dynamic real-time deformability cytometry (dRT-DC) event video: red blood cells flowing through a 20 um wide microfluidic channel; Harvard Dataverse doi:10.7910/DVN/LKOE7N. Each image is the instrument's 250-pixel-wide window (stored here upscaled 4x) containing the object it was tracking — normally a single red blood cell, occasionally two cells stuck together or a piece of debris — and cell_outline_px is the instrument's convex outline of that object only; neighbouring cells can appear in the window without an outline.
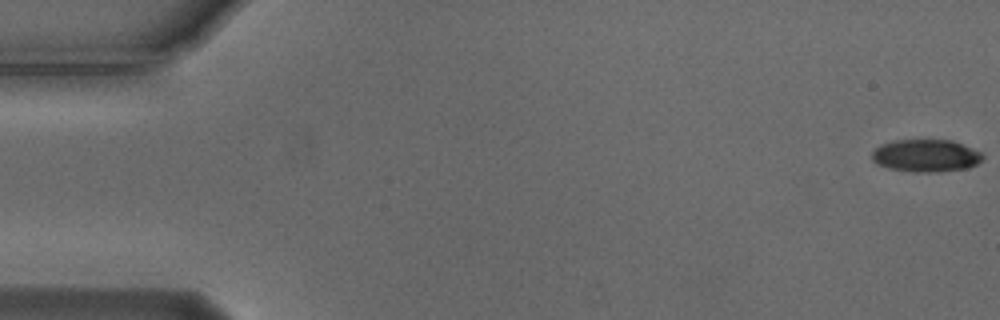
{"species": "Egyptian fruit bat (a non-hibernating species)", "species_latin": "Rousettus aegyptiacus", "temperature_condition": "cold", "stored_images_in_passage": 56, "camera_frame_rate_fps": 3000, "um_per_image_px": 0.085, "animal": {"sex": "male"}, "frame": {"image": 1, "passage_image": 1, "time_ms": 0.0, "image_size_px": [1000, 320], "cell_outline_px": [[984, 156], [976, 164], [968, 168], [936, 172], [916, 172], [888, 168], [876, 164], [872, 160], [872, 152], [880, 144], [892, 140], [952, 140], [972, 148], [980, 152]], "centroid_in_image_um": [78.67, 13.23], "position_along_channel_um": 6.3, "area_um2": 20.98}}
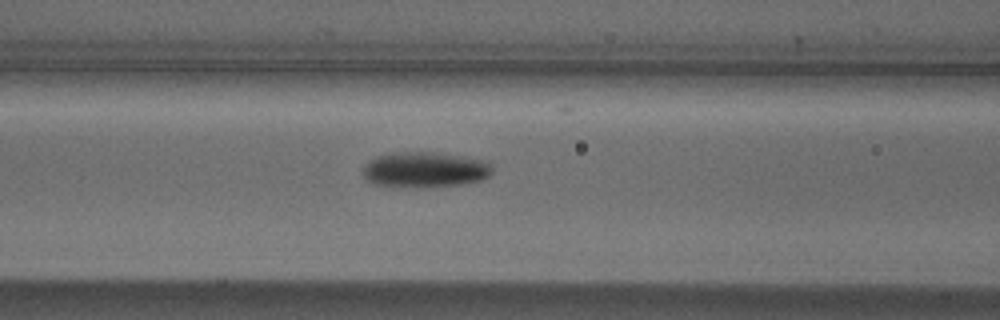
{"frame": {"image": 2, "passage_image": 23, "time_ms": 7.333, "image_size_px": [1000, 320], "cell_outline_px": [[492, 172], [484, 180], [464, 184], [428, 188], [376, 184], [368, 180], [364, 176], [364, 164], [376, 156], [404, 152], [428, 152], [464, 156], [488, 160], [492, 168]], "centroid_in_image_um": [36.19, 14.43], "position_along_channel_um": 130.4, "area_um2": 26.82}}
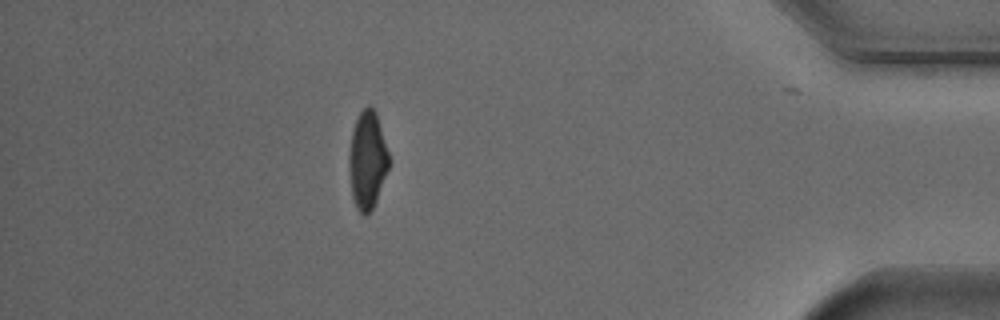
{"frame": {"image": 3, "passage_image": 49, "time_ms": 16.0, "image_size_px": [1000, 320], "cell_outline_px": [[388, 168], [376, 200], [372, 208], [364, 216], [356, 208], [352, 196], [348, 168], [348, 156], [352, 128], [360, 112], [368, 104], [376, 112], [388, 152]], "centroid_in_image_um": [31.19, 13.59], "position_along_channel_um": 404.0, "area_um2": 22.48}, "authors_computed_cell_mechanics": {"area_um2": 23.2356, "velocity_mm_per_s": 3.7237, "shape_relaxation_time_tau1_ms": 3.7619, "shape_relaxation_time_tau2_ms": null, "deformation_change_tau1": 0.143, "deformation_change_tau2": null}}